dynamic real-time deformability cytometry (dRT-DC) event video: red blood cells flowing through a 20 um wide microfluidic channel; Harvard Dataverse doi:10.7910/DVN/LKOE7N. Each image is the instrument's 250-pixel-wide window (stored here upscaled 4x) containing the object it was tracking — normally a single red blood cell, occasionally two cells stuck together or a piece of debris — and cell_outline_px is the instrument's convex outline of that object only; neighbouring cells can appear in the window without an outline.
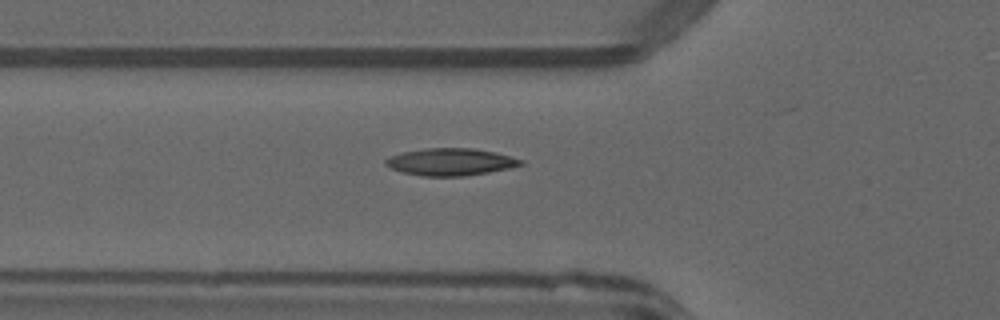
{"species": "common noctule bat (a hibernating species)", "species_latin": "Nyctalus noctula", "temperature_condition": "warm", "stored_images_in_passage": 24, "camera_frame_rate_fps": 3000, "um_per_image_px": 0.085, "animal": {"sex": "male", "forearm_length_mm": 52.5}, "frame": {"image": 1, "passage_image": 2, "time_ms": 0.333, "image_size_px": [1000, 320], "cell_outline_px": [[524, 164], [508, 168], [488, 172], [464, 176], [420, 176], [400, 172], [384, 164], [384, 160], [400, 152], [428, 148], [472, 148], [496, 152], [524, 160]], "centroid_in_image_um": [38.28, 13.76], "position_along_channel_um": 87.5, "area_um2": 21.44}}
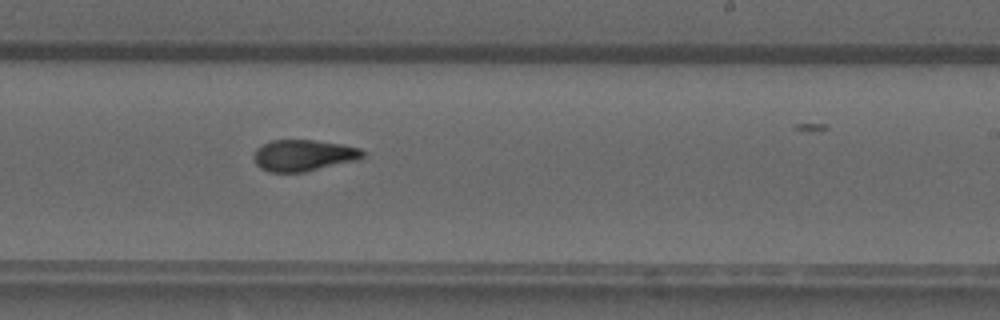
{"frame": {"image": 2, "passage_image": 15, "time_ms": 4.667, "image_size_px": [1000, 320], "cell_outline_px": [[364, 156], [356, 160], [304, 172], [268, 172], [260, 168], [256, 164], [252, 156], [256, 148], [272, 140], [316, 140], [344, 144], [360, 148], [364, 152]], "centroid_in_image_um": [25.77, 13.2], "position_along_channel_um": 263.2, "area_um2": 20.0}}
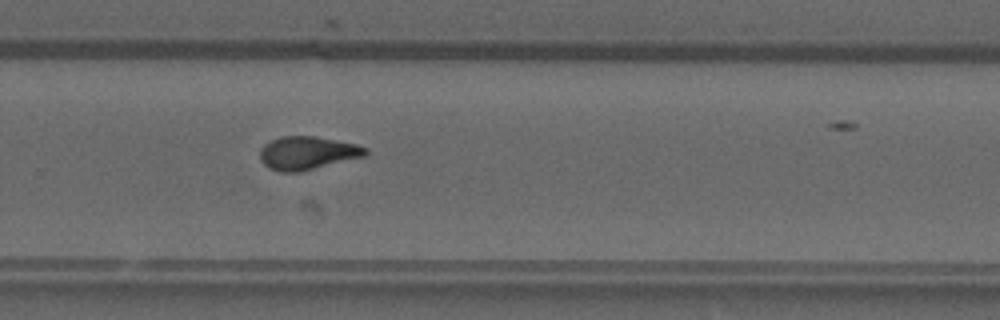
{"frame": {"image": 3, "passage_image": 18, "time_ms": 5.667, "image_size_px": [1000, 320], "cell_outline_px": [[368, 156], [296, 172], [280, 172], [268, 168], [260, 160], [260, 148], [264, 144], [280, 136], [316, 136], [356, 144], [368, 148]], "centroid_in_image_um": [26.14, 13.0], "position_along_channel_um": 303.7, "area_um2": 20.52}}